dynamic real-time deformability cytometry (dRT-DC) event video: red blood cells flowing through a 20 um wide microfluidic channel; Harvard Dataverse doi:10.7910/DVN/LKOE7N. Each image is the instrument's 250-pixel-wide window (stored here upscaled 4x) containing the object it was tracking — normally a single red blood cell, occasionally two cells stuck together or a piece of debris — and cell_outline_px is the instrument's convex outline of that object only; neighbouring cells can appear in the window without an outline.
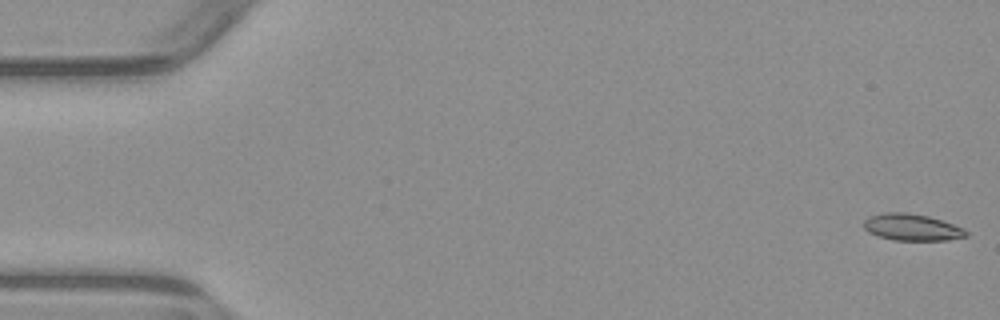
{"species": "common noctule bat (a hibernating species)", "species_latin": "Nyctalus noctula", "temperature_condition": "warm", "stored_images_in_passage": 5, "camera_frame_rate_fps": 3000, "um_per_image_px": 0.085, "animal": {"sex": "male", "body_mass_g": 23.1, "forearm_length_mm": 52.7}, "frame": {"image": 1, "passage_image": 1, "time_ms": 0.0, "image_size_px": [1000, 320], "cell_outline_px": [[968, 236], [948, 240], [892, 240], [868, 232], [864, 228], [864, 220], [868, 216], [884, 212], [908, 212], [928, 216], [964, 228], [968, 232]], "centroid_in_image_um": [77.5, 19.31], "position_along_channel_um": 7.5, "area_um2": 15.95}}
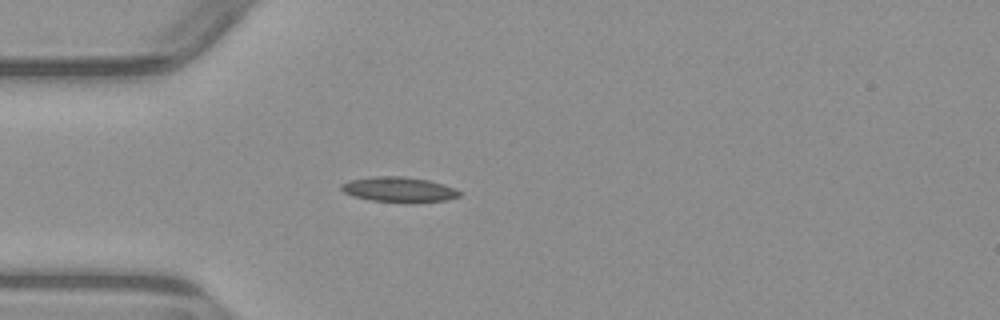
{"frame": {"image": 2, "passage_image": 5, "time_ms": 4.667, "image_size_px": [1000, 320], "cell_outline_px": [[460, 196], [444, 200], [372, 200], [352, 196], [344, 192], [340, 188], [340, 184], [348, 180], [372, 176], [404, 176], [428, 180], [444, 184], [456, 188], [460, 192]], "centroid_in_image_um": [33.84, 16.05], "position_along_channel_um": 51.2, "area_um2": 16.65}}